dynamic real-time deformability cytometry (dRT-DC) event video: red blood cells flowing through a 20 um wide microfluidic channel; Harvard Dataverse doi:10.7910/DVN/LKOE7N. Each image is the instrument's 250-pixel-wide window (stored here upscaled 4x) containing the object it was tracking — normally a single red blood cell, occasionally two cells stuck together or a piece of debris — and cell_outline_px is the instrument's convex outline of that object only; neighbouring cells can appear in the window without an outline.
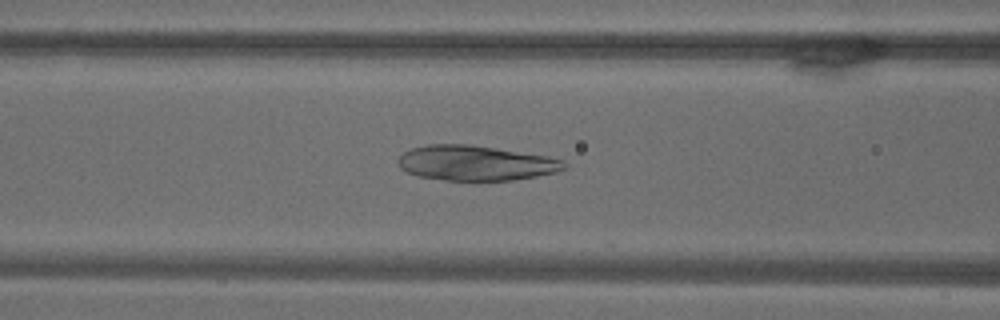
{"species": "common noctule bat (a hibernating species)", "species_latin": "Nyctalus noctula", "temperature_condition": "warm", "stored_images_in_passage": 68, "camera_frame_rate_fps": 3000, "um_per_image_px": 0.085, "animal": {"sex": "male", "body_mass_g": 18.8}, "frame": {"image": 1, "passage_image": 28, "time_ms": 9.0, "image_size_px": [1000, 320], "cell_outline_px": [[568, 168], [556, 172], [536, 176], [512, 180], [444, 180], [416, 176], [400, 168], [396, 160], [404, 152], [412, 148], [428, 144], [472, 144], [548, 156], [564, 160], [568, 164]], "centroid_in_image_um": [40.45, 13.85], "position_along_channel_um": 126.2, "area_um2": 34.16}}
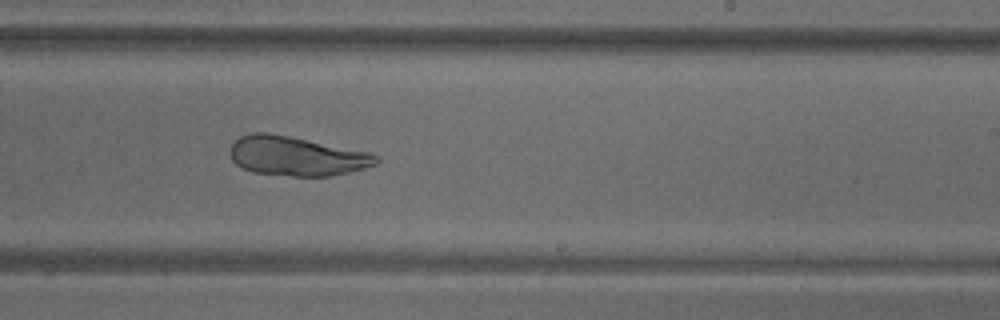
{"frame": {"image": 2, "passage_image": 42, "time_ms": 13.667, "image_size_px": [1000, 320], "cell_outline_px": [[380, 160], [376, 164], [364, 168], [332, 176], [292, 176], [252, 172], [236, 164], [232, 160], [228, 152], [228, 148], [240, 136], [252, 132], [268, 132], [372, 152], [380, 156]], "centroid_in_image_um": [25.2, 13.26], "position_along_channel_um": 263.8, "area_um2": 33.81}}
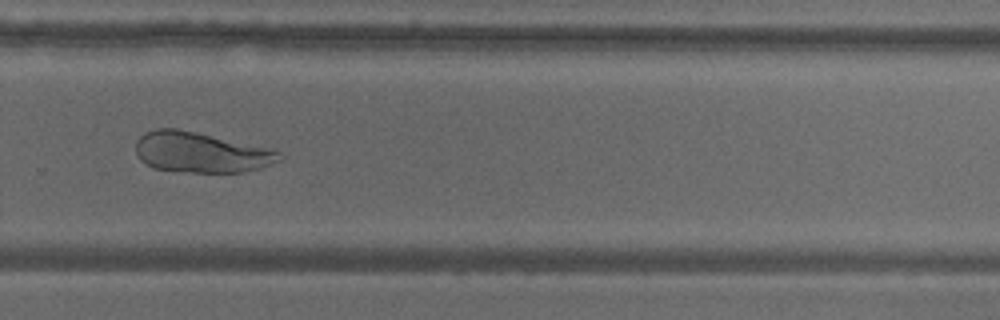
{"frame": {"image": 3, "passage_image": 47, "time_ms": 15.333, "image_size_px": [1000, 320], "cell_outline_px": [[284, 156], [280, 160], [260, 168], [244, 172], [192, 172], [152, 168], [144, 164], [140, 160], [136, 152], [136, 140], [144, 132], [156, 128], [176, 128], [276, 148]], "centroid_in_image_um": [17.11, 12.94], "position_along_channel_um": 312.7, "area_um2": 34.33}}